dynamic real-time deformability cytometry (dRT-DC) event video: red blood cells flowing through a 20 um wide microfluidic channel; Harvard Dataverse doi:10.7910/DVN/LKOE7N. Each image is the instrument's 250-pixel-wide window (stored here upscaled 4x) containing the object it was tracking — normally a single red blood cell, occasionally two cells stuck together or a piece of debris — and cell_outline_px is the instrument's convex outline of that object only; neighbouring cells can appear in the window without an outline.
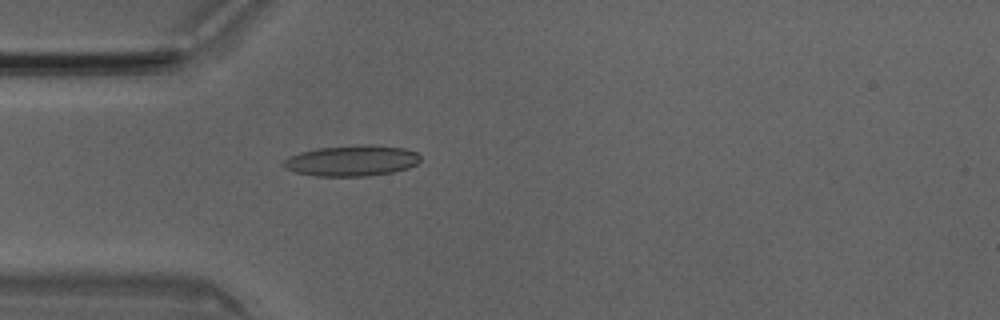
{"species": "Egyptian fruit bat (a non-hibernating species)", "species_latin": "Rousettus aegyptiacus", "temperature_condition": "room temperature", "stored_images_in_passage": 44, "camera_frame_rate_fps": 3000, "um_per_image_px": 0.085, "animal": {"sex": "male"}, "frame": {"image": 1, "passage_image": 14, "time_ms": 4.333, "image_size_px": [1000, 320], "cell_outline_px": [[420, 160], [416, 164], [408, 168], [392, 172], [368, 176], [316, 176], [296, 172], [284, 168], [284, 160], [288, 156], [300, 152], [316, 148], [364, 144], [372, 144], [404, 148], [416, 152], [420, 156]], "centroid_in_image_um": [29.9, 13.65], "position_along_channel_um": 55.1, "area_um2": 24.68}}
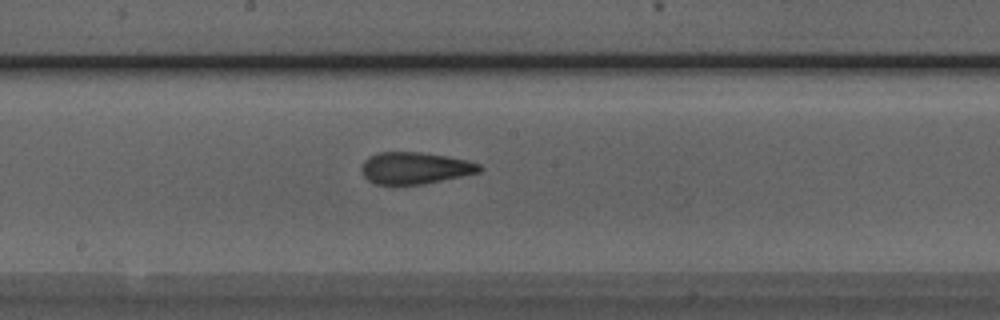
{"frame": {"image": 2, "passage_image": 26, "time_ms": 8.333, "image_size_px": [1000, 320], "cell_outline_px": [[484, 168], [480, 172], [424, 184], [376, 184], [368, 180], [364, 176], [360, 168], [364, 160], [368, 156], [380, 152], [420, 152], [448, 156], [468, 160], [480, 164]], "centroid_in_image_um": [35.28, 14.27], "position_along_channel_um": 212.9, "area_um2": 21.96}}
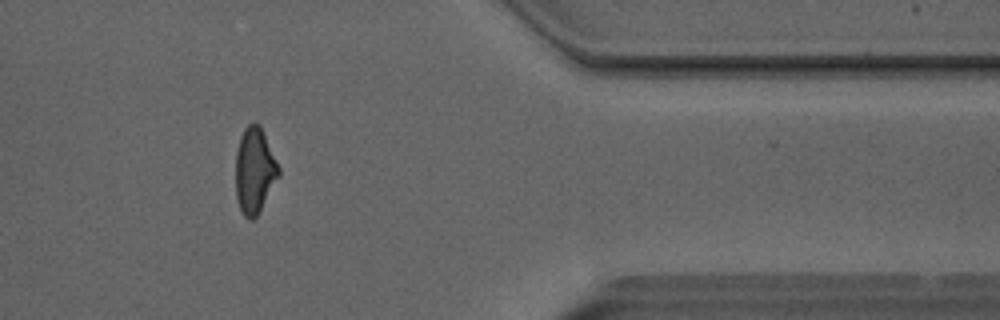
{"frame": {"image": 3, "passage_image": 41, "time_ms": 13.333, "image_size_px": [1000, 320], "cell_outline_px": [[280, 176], [256, 216], [252, 220], [248, 220], [244, 216], [240, 208], [236, 196], [236, 152], [240, 136], [244, 128], [248, 124], [260, 124], [280, 168]], "centroid_in_image_um": [21.64, 14.49], "position_along_channel_um": 389.8, "area_um2": 21.44}, "authors_computed_cell_mechanics": {"area_um2": 22.0507, "velocity_mm_per_s": 4.0495, "shape_relaxation_time_tau1_ms": 6.7666, "shape_relaxation_time_tau2_ms": 2.0035, "deformation_change_tau1": 0.1824, "deformation_change_tau2": 0.1092}}